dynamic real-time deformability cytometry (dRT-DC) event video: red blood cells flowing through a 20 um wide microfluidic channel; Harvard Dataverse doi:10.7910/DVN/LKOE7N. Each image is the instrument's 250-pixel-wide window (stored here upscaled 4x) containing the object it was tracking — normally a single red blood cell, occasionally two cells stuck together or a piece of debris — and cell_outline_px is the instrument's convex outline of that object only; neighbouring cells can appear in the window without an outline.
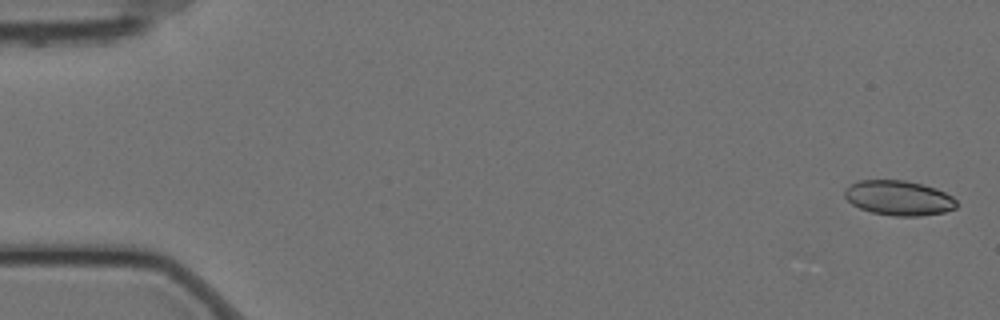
{"species": "Egyptian fruit bat (a non-hibernating species)", "species_latin": "Rousettus aegyptiacus", "temperature_condition": "cold", "stored_images_in_passage": 58, "camera_frame_rate_fps": 3000, "um_per_image_px": 0.085, "animal": {"sex": "female"}, "frame": {"image": 1, "passage_image": 1, "time_ms": 0.0, "image_size_px": [1000, 320], "cell_outline_px": [[956, 208], [944, 212], [920, 216], [896, 216], [872, 212], [860, 208], [852, 204], [844, 196], [844, 188], [848, 184], [856, 180], [904, 180], [924, 184], [936, 188], [952, 196], [956, 200]], "centroid_in_image_um": [76.37, 16.81], "position_along_channel_um": 8.6, "area_um2": 22.89}}
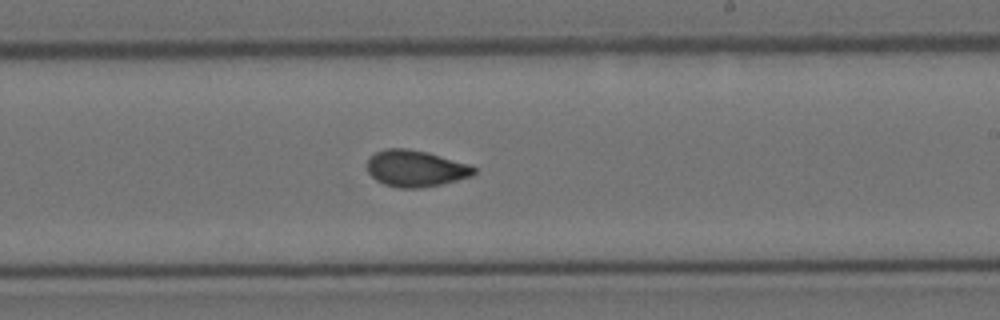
{"frame": {"image": 2, "passage_image": 34, "time_ms": 11.0, "image_size_px": [1000, 320], "cell_outline_px": [[476, 172], [472, 176], [440, 184], [420, 188], [400, 188], [384, 184], [376, 180], [368, 172], [368, 160], [376, 152], [388, 148], [408, 148], [428, 152], [472, 164], [476, 168]], "centroid_in_image_um": [35.37, 14.31], "position_along_channel_um": 253.6, "area_um2": 22.77}}
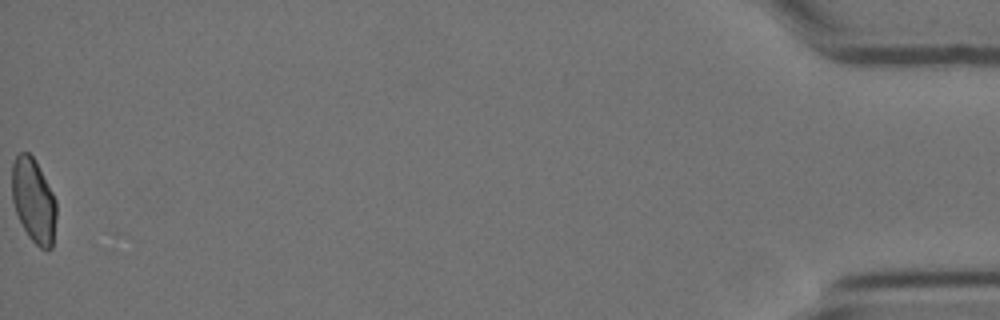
{"frame": {"image": 3, "passage_image": 58, "time_ms": 19.0, "image_size_px": [1000, 320], "cell_outline_px": [[56, 220], [52, 248], [48, 252], [40, 248], [28, 236], [16, 212], [12, 200], [12, 164], [16, 156], [20, 152], [28, 152], [32, 156], [52, 192], [56, 200]], "centroid_in_image_um": [2.86, 17.09], "position_along_channel_um": 432.3, "area_um2": 21.68}, "authors_computed_cell_mechanics": {"area_um2": 22.6865, "velocity_mm_per_s": 3.4765, "shape_relaxation_time_tau1_ms": 7.0682, "shape_relaxation_time_tau2_ms": 1.3975, "deformation_change_tau1": 0.1711, "deformation_change_tau2": 0.0648}}